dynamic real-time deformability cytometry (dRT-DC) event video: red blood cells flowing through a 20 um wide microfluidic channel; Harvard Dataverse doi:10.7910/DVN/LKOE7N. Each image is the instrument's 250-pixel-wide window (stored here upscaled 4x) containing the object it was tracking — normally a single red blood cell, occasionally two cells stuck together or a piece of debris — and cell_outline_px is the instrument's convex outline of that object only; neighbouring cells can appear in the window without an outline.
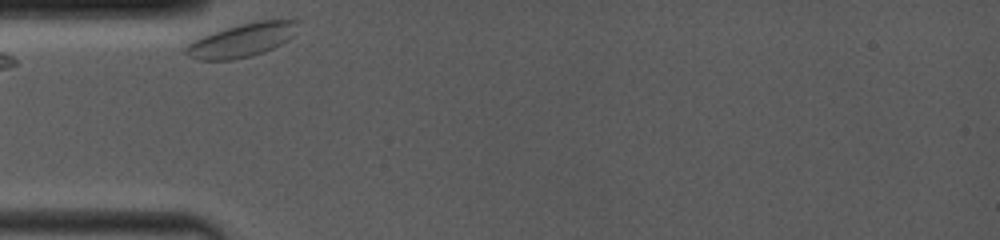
{"species": "common noctule bat (a hibernating species)", "species_latin": "Nyctalus noctula", "temperature_condition": "room temperature", "stored_images_in_passage": 31, "camera_frame_rate_fps": 4000, "um_per_image_px": 0.085, "animal": {"sex": "female", "body_mass_g": 19.0, "forearm_length_mm": 53.3}, "frame": {"image": 1, "passage_image": 1, "time_ms": 0.0, "image_size_px": [1000, 240], "cell_outline_px": [[300, 20], [292, 36], [288, 40], [264, 52], [232, 60], [196, 60], [188, 56], [184, 52], [184, 48], [188, 44], [204, 36], [252, 20]], "centroid_in_image_um": [20.56, 3.42], "position_along_channel_um": 64.4, "area_um2": 21.56}}
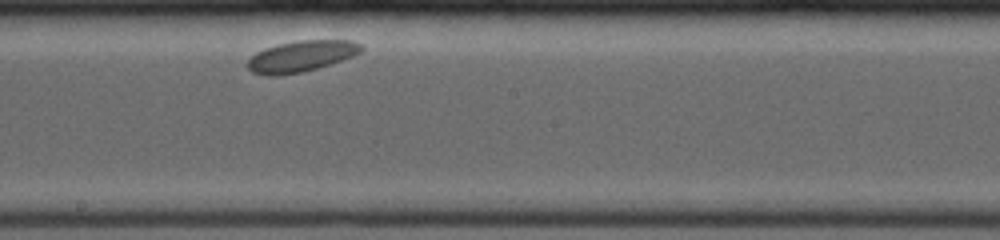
{"frame": {"image": 2, "passage_image": 17, "time_ms": 4.75, "image_size_px": [1000, 240], "cell_outline_px": [[364, 48], [360, 52], [352, 56], [316, 68], [300, 72], [272, 76], [268, 76], [252, 72], [244, 64], [256, 52], [280, 44], [296, 40], [348, 40], [360, 44]], "centroid_in_image_um": [25.56, 4.78], "position_along_channel_um": 222.6, "area_um2": 20.23}}
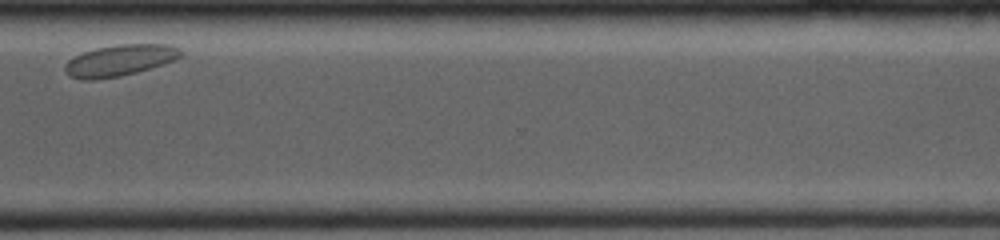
{"frame": {"image": 3, "passage_image": 27, "time_ms": 8.75, "image_size_px": [1000, 240], "cell_outline_px": [[184, 56], [136, 72], [120, 76], [92, 80], [80, 80], [68, 76], [64, 72], [64, 64], [68, 60], [84, 52], [96, 48], [116, 44], [172, 44], [180, 48], [184, 52]], "centroid_in_image_um": [10.16, 5.12], "position_along_channel_um": 360.4, "area_um2": 21.21}}